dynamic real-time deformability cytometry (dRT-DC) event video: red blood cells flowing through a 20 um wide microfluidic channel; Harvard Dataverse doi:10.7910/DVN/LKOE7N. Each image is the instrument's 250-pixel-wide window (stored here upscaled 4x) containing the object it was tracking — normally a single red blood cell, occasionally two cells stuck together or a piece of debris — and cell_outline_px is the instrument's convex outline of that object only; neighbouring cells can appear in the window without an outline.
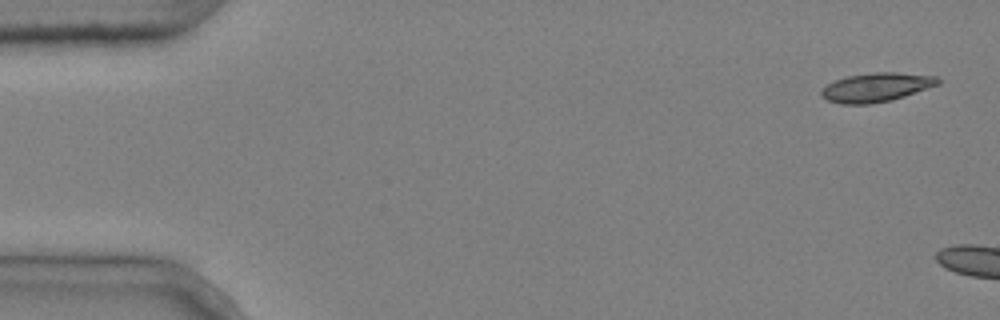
{"species": "common noctule bat (a hibernating species)", "species_latin": "Nyctalus noctula", "temperature_condition": "cold", "stored_images_in_passage": 3, "camera_frame_rate_fps": 3000, "um_per_image_px": 0.085, "animal": {"sex": "male", "body_mass_g": 20.4}, "frame": {"image": 1, "passage_image": 1, "time_ms": 0.0, "image_size_px": [1000, 320], "cell_outline_px": [[940, 84], [892, 100], [872, 104], [840, 104], [828, 100], [820, 96], [820, 92], [828, 84], [836, 80], [848, 76], [876, 72], [896, 72], [936, 76], [940, 80]], "centroid_in_image_um": [74.49, 7.43], "position_along_channel_um": 10.5, "area_um2": 19.59}}